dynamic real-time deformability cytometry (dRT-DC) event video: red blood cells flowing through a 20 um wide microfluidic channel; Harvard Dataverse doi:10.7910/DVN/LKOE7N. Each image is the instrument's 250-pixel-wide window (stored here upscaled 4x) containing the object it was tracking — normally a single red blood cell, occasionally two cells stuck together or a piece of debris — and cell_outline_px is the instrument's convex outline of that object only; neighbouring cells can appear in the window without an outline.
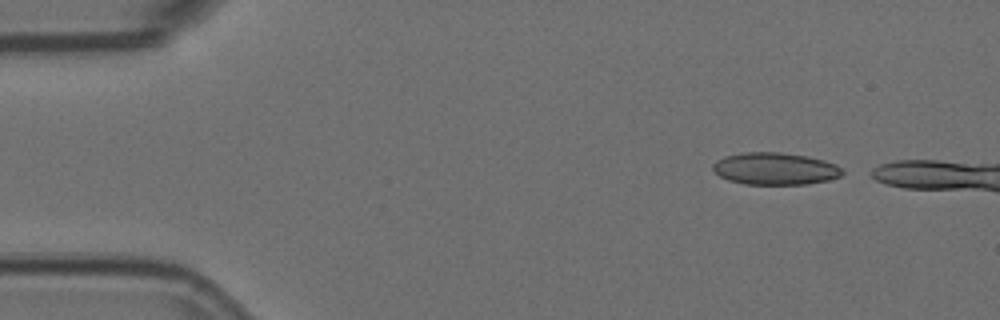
{"species": "Egyptian fruit bat (a non-hibernating species)", "species_latin": "Rousettus aegyptiacus", "temperature_condition": "room temperature", "stored_images_in_passage": 5, "camera_frame_rate_fps": 3000, "um_per_image_px": 0.085, "animal": {"sex": "female"}, "frame": {"image": 1, "passage_image": 1, "time_ms": 0.0, "image_size_px": [1000, 320], "cell_outline_px": [[844, 172], [840, 176], [828, 180], [808, 184], [744, 184], [728, 180], [720, 176], [712, 168], [712, 164], [716, 160], [724, 156], [740, 152], [780, 152], [808, 156], [824, 160], [836, 164]], "centroid_in_image_um": [65.86, 14.33], "position_along_channel_um": 19.1, "area_um2": 24.39}}